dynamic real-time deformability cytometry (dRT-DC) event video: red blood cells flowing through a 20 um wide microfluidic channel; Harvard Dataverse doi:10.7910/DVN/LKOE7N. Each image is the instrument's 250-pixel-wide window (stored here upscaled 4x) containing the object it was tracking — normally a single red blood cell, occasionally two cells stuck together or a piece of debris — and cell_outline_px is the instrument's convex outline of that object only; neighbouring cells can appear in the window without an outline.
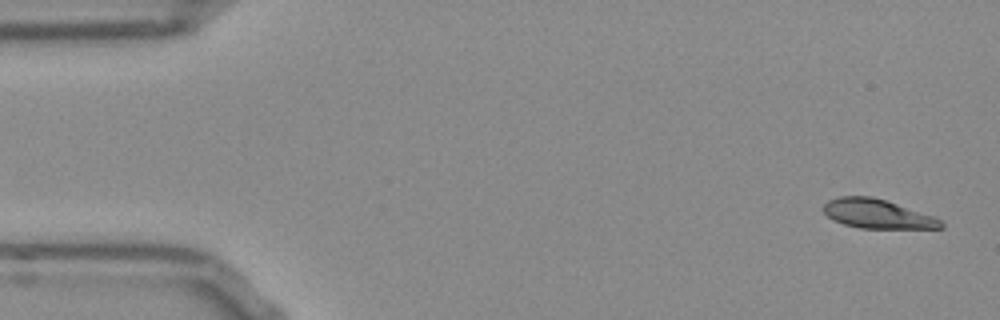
{"species": "Egyptian fruit bat (a non-hibernating species)", "species_latin": "Rousettus aegyptiacus", "temperature_condition": "room temperature", "stored_images_in_passage": 51, "camera_frame_rate_fps": 3000, "um_per_image_px": 0.085, "frame": {"image": 1, "passage_image": 1, "time_ms": 0.0, "image_size_px": [1000, 320], "cell_outline_px": [[944, 228], [860, 228], [844, 224], [828, 216], [824, 212], [824, 204], [828, 200], [840, 196], [872, 196], [932, 216], [940, 220], [944, 224]], "centroid_in_image_um": [74.55, 18.18], "position_along_channel_um": 10.4, "area_um2": 19.48}}
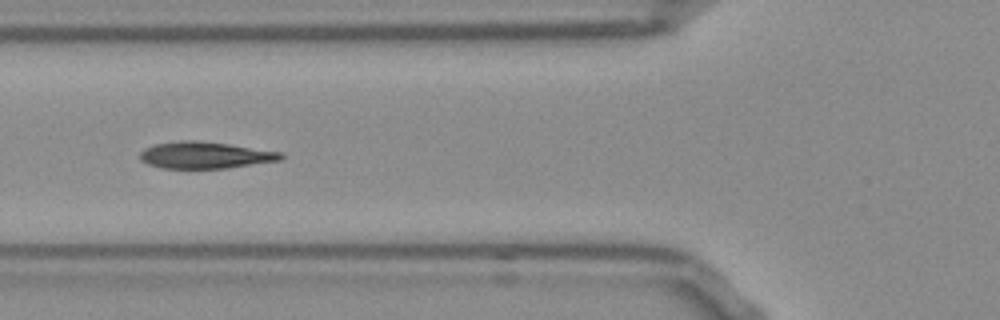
{"frame": {"image": 2, "passage_image": 18, "time_ms": 5.667, "image_size_px": [1000, 320], "cell_outline_px": [[284, 156], [280, 160], [224, 168], [164, 168], [148, 164], [140, 160], [140, 152], [144, 148], [156, 144], [180, 140], [200, 140], [228, 144], [280, 152]], "centroid_in_image_um": [17.38, 13.18], "position_along_channel_um": 108.4, "area_um2": 21.68}}
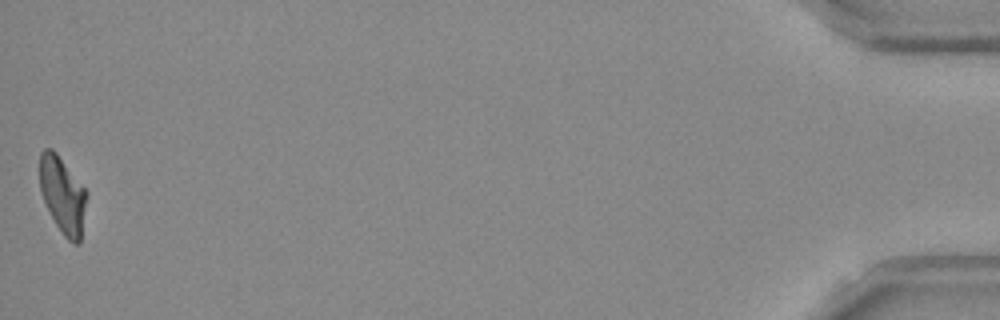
{"frame": {"image": 3, "passage_image": 51, "time_ms": 16.667, "image_size_px": [1000, 320], "cell_outline_px": [[88, 196], [80, 244], [72, 244], [64, 236], [56, 224], [44, 200], [40, 188], [40, 152], [44, 148], [52, 148], [56, 152], [88, 192]], "centroid_in_image_um": [5.36, 16.59], "position_along_channel_um": 429.8, "area_um2": 20.98}, "authors_computed_cell_mechanics": {"area_um2": 21.9062, "velocity_mm_per_s": 3.843, "shape_relaxation_time_tau1_ms": 6.3221, "shape_relaxation_time_tau2_ms": 1.5802, "deformation_change_tau1": 0.1874, "deformation_change_tau2": 0.0487}}